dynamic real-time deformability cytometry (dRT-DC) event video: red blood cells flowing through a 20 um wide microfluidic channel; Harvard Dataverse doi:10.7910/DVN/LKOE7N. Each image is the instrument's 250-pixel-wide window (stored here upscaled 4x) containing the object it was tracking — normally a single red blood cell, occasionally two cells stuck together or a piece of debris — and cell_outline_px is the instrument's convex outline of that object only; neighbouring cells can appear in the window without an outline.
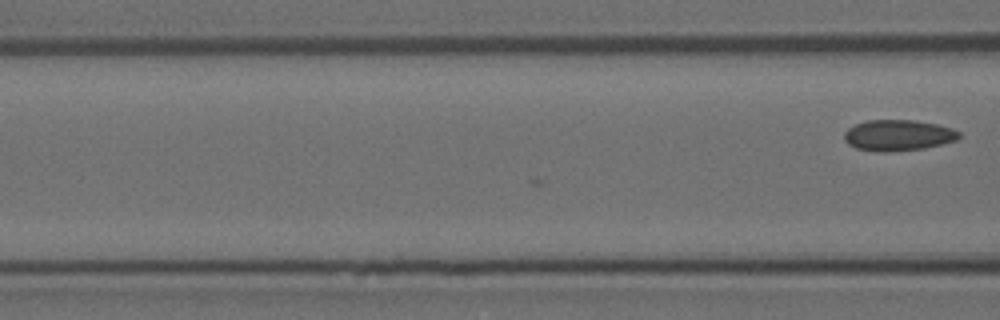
{"species": "Egyptian fruit bat (a non-hibernating species)", "species_latin": "Rousettus aegyptiacus", "temperature_condition": "room temperature", "stored_images_in_passage": 5, "camera_frame_rate_fps": 3000, "um_per_image_px": 0.085, "animal": {"sex": "female"}, "frame": {"image": 1, "passage_image": 5, "time_ms": 1.333, "image_size_px": [1000, 320], "cell_outline_px": [[960, 136], [956, 140], [924, 148], [888, 152], [880, 152], [856, 148], [848, 144], [844, 140], [844, 132], [848, 128], [856, 124], [868, 120], [912, 120], [936, 124], [952, 128], [960, 132]], "centroid_in_image_um": [76.32, 11.5], "position_along_channel_um": 90.3, "area_um2": 20.63}}